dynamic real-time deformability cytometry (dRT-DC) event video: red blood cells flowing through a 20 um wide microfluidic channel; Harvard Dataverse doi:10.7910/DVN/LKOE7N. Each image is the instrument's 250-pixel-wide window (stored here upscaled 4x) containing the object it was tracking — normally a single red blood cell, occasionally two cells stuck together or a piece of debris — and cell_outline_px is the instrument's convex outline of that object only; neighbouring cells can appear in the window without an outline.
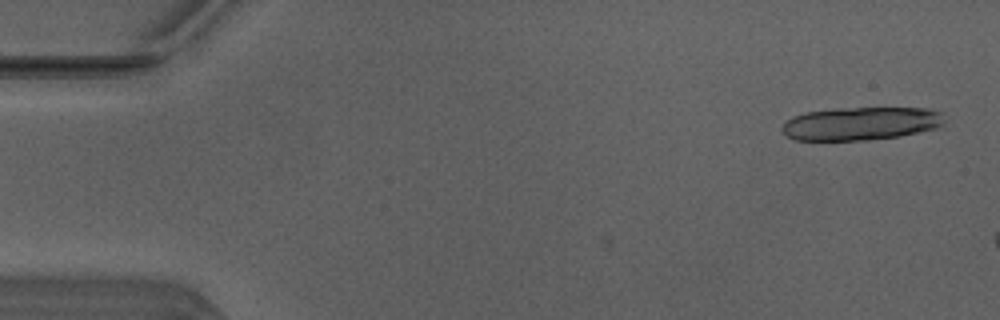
{"species": "Egyptian fruit bat (a non-hibernating species)", "species_latin": "Rousettus aegyptiacus", "temperature_condition": "warm", "stored_images_in_passage": 3, "camera_frame_rate_fps": 3000, "um_per_image_px": 0.085, "animal": {"sex": "male"}, "frame": {"image": 1, "passage_image": 1, "time_ms": 0.0, "image_size_px": [1000, 320], "cell_outline_px": [[944, 124], [936, 128], [900, 136], [868, 140], [792, 140], [780, 132], [780, 128], [788, 120], [796, 116], [808, 112], [840, 108], [932, 108], [940, 112], [944, 120]], "centroid_in_image_um": [73.18, 10.51], "position_along_channel_um": 11.8, "area_um2": 31.39}}